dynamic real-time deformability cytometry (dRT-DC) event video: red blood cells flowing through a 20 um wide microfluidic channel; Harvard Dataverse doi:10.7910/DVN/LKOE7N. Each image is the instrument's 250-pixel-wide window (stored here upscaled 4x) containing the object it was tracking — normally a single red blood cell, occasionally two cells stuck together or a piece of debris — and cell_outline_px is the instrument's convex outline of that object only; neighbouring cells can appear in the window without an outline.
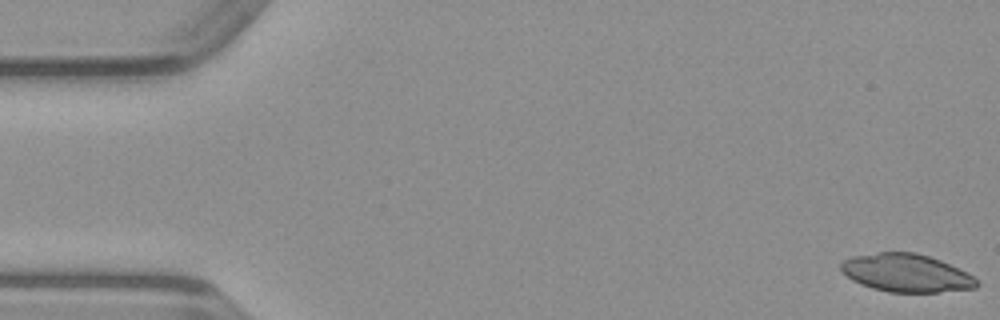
{"species": "common noctule bat (a hibernating species)", "species_latin": "Nyctalus noctula", "temperature_condition": "warm", "stored_images_in_passage": 50, "camera_frame_rate_fps": 3000, "um_per_image_px": 0.085, "animal": {"sex": "male", "body_mass_g": 23.1, "forearm_length_mm": 52.7}, "frame": {"image": 1, "passage_image": 1, "time_ms": 0.0, "image_size_px": [1000, 320], "cell_outline_px": [[980, 284], [976, 288], [940, 292], [888, 292], [872, 288], [860, 284], [852, 280], [840, 268], [840, 264], [844, 260], [852, 256], [880, 252], [916, 252], [940, 260], [960, 268], [972, 276]], "centroid_in_image_um": [77.05, 23.2], "position_along_channel_um": 8.0, "area_um2": 30.06}}